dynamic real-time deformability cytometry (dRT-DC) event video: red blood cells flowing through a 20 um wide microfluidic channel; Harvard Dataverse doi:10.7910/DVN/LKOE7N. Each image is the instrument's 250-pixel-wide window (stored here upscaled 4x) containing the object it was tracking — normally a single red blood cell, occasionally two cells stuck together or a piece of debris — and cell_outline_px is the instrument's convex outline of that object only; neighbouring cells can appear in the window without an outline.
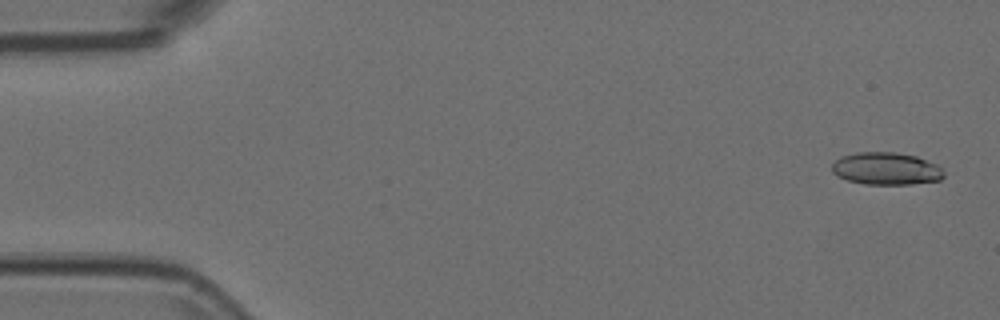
{"species": "Egyptian fruit bat (a non-hibernating species)", "species_latin": "Rousettus aegyptiacus", "temperature_condition": "room temperature", "stored_images_in_passage": 14, "camera_frame_rate_fps": 3000, "um_per_image_px": 0.085, "animal": {"sex": "female"}, "frame": {"image": 1, "passage_image": 2, "time_ms": 0.333, "image_size_px": [1000, 320], "cell_outline_px": [[944, 176], [940, 180], [912, 184], [864, 184], [848, 180], [836, 176], [832, 172], [832, 164], [840, 156], [856, 152], [896, 152], [916, 156], [936, 164], [944, 172]], "centroid_in_image_um": [75.3, 14.33], "position_along_channel_um": 9.7, "area_um2": 21.21}}
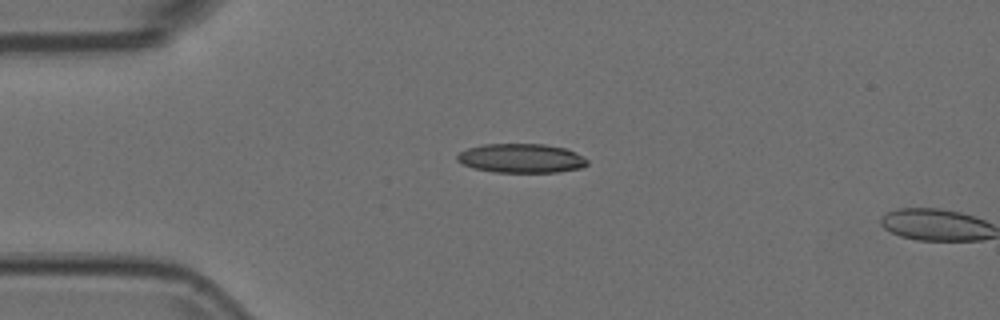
{"frame": {"image": 2, "passage_image": 13, "time_ms": 4.0, "image_size_px": [1000, 320], "cell_outline_px": [[588, 164], [580, 168], [556, 172], [496, 172], [472, 168], [456, 160], [456, 156], [460, 152], [468, 148], [484, 144], [544, 144], [564, 148], [588, 160]], "centroid_in_image_um": [44.26, 13.45], "position_along_channel_um": 40.7, "area_um2": 21.85}}